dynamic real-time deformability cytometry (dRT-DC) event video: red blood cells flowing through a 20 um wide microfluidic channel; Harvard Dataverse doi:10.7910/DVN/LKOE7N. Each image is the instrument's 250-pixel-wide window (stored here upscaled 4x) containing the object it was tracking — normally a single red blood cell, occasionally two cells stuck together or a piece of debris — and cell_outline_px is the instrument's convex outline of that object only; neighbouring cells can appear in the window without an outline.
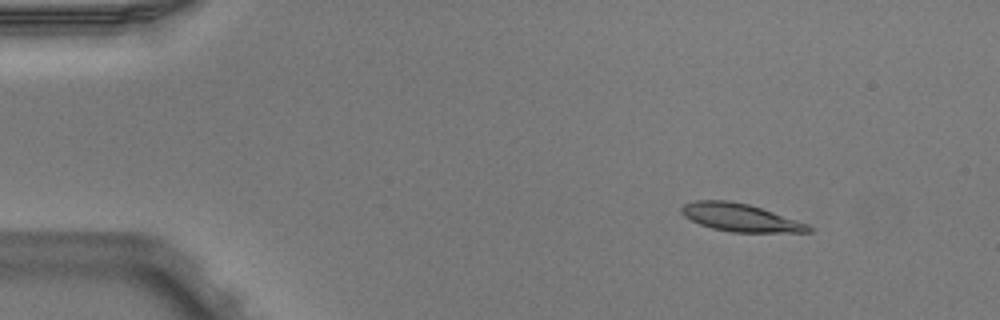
{"species": "Egyptian fruit bat (a non-hibernating species)", "species_latin": "Rousettus aegyptiacus", "temperature_condition": "warm", "stored_images_in_passage": 3, "camera_frame_rate_fps": 3000, "um_per_image_px": 0.085, "animal": {"sex": "male"}, "frame": {"image": 1, "passage_image": 1, "time_ms": 0.0, "image_size_px": [1000, 320], "cell_outline_px": [[812, 232], [732, 232], [712, 228], [700, 224], [684, 216], [680, 212], [680, 208], [684, 204], [696, 200], [728, 200], [748, 204], [808, 224], [812, 228]], "centroid_in_image_um": [62.89, 18.49], "position_along_channel_um": 22.1, "area_um2": 20.35}}
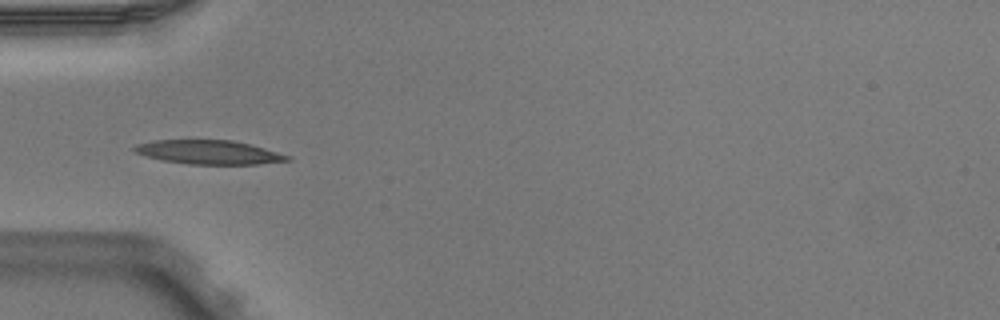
{"frame": {"image": 2, "passage_image": 3, "time_ms": 0.667, "image_size_px": [1000, 320], "cell_outline_px": [[292, 160], [260, 164], [188, 164], [160, 160], [136, 152], [132, 148], [136, 144], [152, 140], [232, 140], [264, 148], [292, 156]], "centroid_in_image_um": [17.77, 12.94], "position_along_channel_um": 67.2, "area_um2": 21.33}}